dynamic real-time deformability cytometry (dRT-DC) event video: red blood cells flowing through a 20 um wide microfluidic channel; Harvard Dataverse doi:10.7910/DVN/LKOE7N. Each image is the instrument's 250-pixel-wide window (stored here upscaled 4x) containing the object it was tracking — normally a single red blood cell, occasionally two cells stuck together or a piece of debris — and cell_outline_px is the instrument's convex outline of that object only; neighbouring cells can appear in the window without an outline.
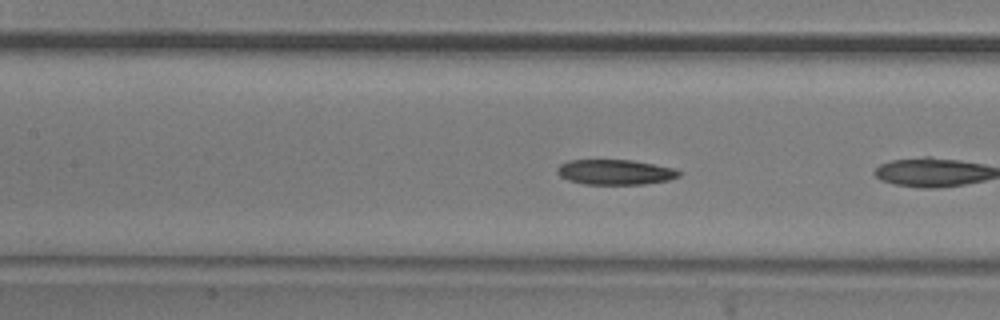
{"species": "common noctule bat (a hibernating species)", "species_latin": "Nyctalus noctula", "temperature_condition": "room temperature", "stored_images_in_passage": 8, "camera_frame_rate_fps": 3000, "um_per_image_px": 0.085, "animal": {"sex": "male", "body_mass_g": 20.5, "forearm_length_mm": 52.5}, "frame": {"image": 1, "passage_image": 7, "time_ms": 2.0, "image_size_px": [1000, 320], "cell_outline_px": [[680, 176], [668, 180], [644, 184], [584, 184], [568, 180], [560, 176], [556, 172], [556, 168], [560, 164], [568, 160], [632, 160], [676, 168], [680, 172]], "centroid_in_image_um": [52.28, 14.62], "position_along_channel_um": 155.1, "area_um2": 17.92}}